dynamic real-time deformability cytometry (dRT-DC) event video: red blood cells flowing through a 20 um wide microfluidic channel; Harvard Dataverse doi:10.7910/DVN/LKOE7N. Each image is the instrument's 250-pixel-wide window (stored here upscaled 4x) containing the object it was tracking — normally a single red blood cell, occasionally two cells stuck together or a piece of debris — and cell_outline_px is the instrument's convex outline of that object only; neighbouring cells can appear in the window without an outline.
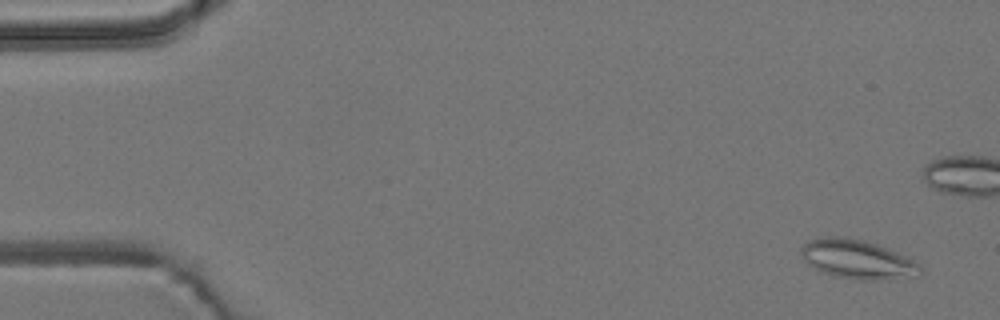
{"species": "common noctule bat (a hibernating species)", "species_latin": "Nyctalus noctula", "temperature_condition": "room temperature", "stored_images_in_passage": 7, "camera_frame_rate_fps": 3000, "um_per_image_px": 0.085, "animal": {"sex": "male", "body_mass_g": 19.2, "forearm_length_mm": 51.8}, "frame": {"image": 1, "passage_image": 1, "time_ms": 0.0, "image_size_px": [1000, 320], "cell_outline_px": [[920, 276], [876, 280], [856, 280], [836, 276], [824, 272], [808, 264], [800, 252], [800, 248], [808, 240], [828, 236], [848, 236], [864, 240], [876, 244], [896, 252], [920, 264]], "centroid_in_image_um": [72.87, 22.03], "position_along_channel_um": 12.1, "area_um2": 26.99}}
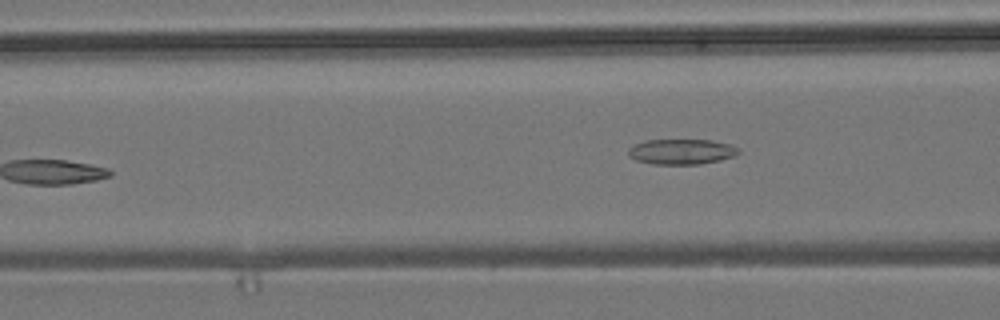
{"frame": {"image": 2, "passage_image": 7, "time_ms": 7.333, "image_size_px": [1000, 320], "cell_outline_px": [[740, 152], [732, 156], [720, 160], [700, 164], [652, 164], [636, 160], [628, 156], [628, 148], [644, 140], [712, 140], [732, 144], [740, 148]], "centroid_in_image_um": [57.93, 12.88], "position_along_channel_um": 108.7, "area_um2": 16.36}}